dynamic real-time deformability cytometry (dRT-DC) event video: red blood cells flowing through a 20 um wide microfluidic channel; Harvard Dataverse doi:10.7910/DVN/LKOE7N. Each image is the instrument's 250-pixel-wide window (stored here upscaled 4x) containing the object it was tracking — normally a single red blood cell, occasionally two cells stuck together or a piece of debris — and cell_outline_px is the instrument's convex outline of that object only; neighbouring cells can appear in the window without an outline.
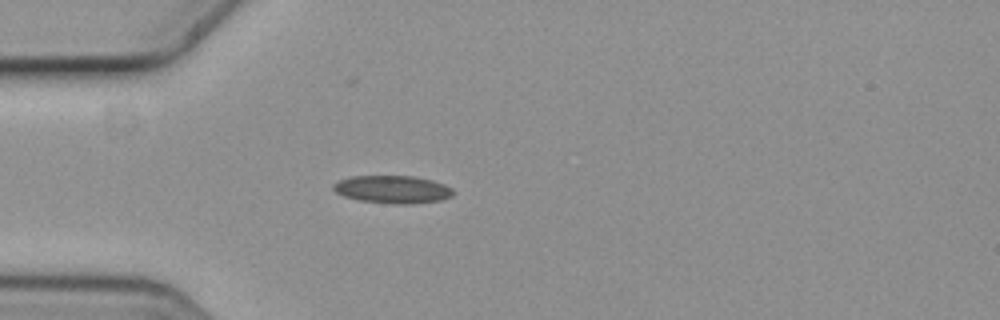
{"species": "common noctule bat (a hibernating species)", "species_latin": "Nyctalus noctula", "temperature_condition": "cold", "stored_images_in_passage": 5, "camera_frame_rate_fps": 3000, "um_per_image_px": 0.085, "animal": {"sex": "female", "body_mass_g": 19.3, "forearm_length_mm": 54.1}, "frame": {"image": 1, "passage_image": 4, "time_ms": 1.0, "image_size_px": [1000, 320], "cell_outline_px": [[456, 192], [452, 196], [440, 200], [412, 204], [392, 204], [356, 200], [344, 196], [336, 192], [332, 188], [332, 184], [340, 180], [352, 176], [412, 176], [432, 180], [444, 184], [452, 188]], "centroid_in_image_um": [33.38, 16.11], "position_along_channel_um": 51.6, "area_um2": 19.54}}